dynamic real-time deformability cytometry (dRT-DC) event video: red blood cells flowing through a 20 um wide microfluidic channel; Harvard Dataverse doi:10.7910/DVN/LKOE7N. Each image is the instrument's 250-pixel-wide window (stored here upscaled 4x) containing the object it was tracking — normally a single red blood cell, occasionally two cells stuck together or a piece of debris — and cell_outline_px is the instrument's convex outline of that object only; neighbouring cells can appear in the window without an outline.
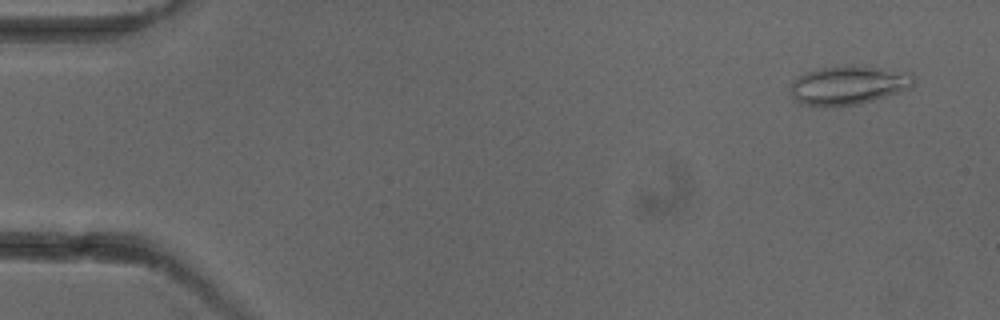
{"species": "common noctule bat (a hibernating species)", "species_latin": "Nyctalus noctula", "temperature_condition": "cold", "stored_images_in_passage": 4, "camera_frame_rate_fps": 3000, "um_per_image_px": 0.085, "animal": {"sex": "female"}, "frame": {"image": 1, "passage_image": 1, "time_ms": 0.0, "image_size_px": [1000, 320], "cell_outline_px": [[916, 80], [912, 88], [900, 92], [860, 104], [800, 104], [792, 96], [792, 80], [796, 76], [804, 72], [820, 68], [844, 64], [864, 64], [912, 72]], "centroid_in_image_um": [72.21, 7.16], "position_along_channel_um": 12.8, "area_um2": 28.32}}